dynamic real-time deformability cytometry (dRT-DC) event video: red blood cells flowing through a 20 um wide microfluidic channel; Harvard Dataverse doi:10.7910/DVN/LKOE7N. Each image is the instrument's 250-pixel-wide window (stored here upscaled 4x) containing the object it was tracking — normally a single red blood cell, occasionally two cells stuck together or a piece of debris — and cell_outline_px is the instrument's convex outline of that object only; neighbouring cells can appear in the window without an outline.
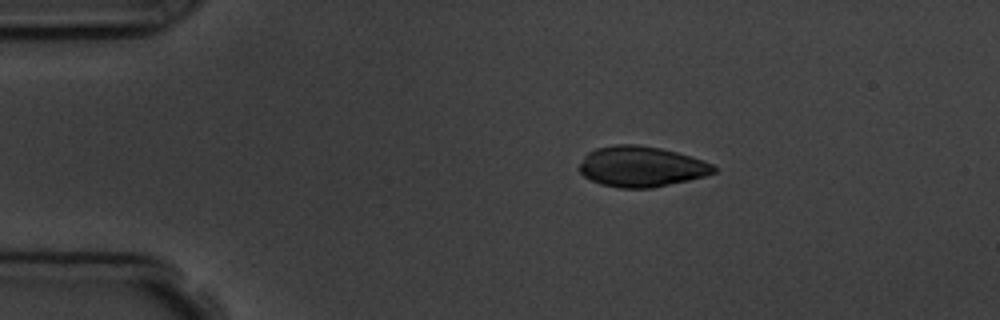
{"species": "common noctule bat (a hibernating species)", "species_latin": "Nyctalus noctula", "temperature_condition": "room temperature", "stored_images_in_passage": 3, "camera_frame_rate_fps": 3000, "um_per_image_px": 0.085, "animal": {"sex": "male", "body_mass_g": 19.5, "forearm_length_mm": 54.6}, "frame": {"image": 1, "passage_image": 1, "time_ms": 0.0, "image_size_px": [1000, 320], "cell_outline_px": [[720, 168], [716, 172], [704, 176], [688, 180], [652, 188], [620, 188], [600, 184], [584, 176], [580, 172], [580, 164], [584, 156], [588, 152], [596, 148], [616, 144], [636, 144], [660, 148], [676, 152], [704, 160]], "centroid_in_image_um": [54.53, 14.16], "position_along_channel_um": 30.5, "area_um2": 31.79}}